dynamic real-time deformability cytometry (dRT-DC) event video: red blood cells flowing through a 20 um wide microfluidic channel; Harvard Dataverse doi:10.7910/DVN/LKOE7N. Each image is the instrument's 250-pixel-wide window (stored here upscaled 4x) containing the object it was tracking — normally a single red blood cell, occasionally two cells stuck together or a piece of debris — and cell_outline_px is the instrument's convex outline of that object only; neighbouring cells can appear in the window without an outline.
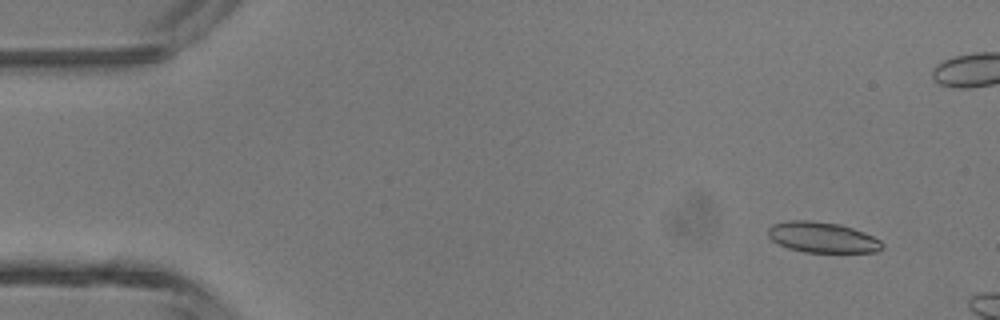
{"species": "common noctule bat (a hibernating species)", "species_latin": "Nyctalus noctula", "temperature_condition": "room temperature", "stored_images_in_passage": 3, "camera_frame_rate_fps": 3000, "um_per_image_px": 0.085, "animal": {"sex": "male", "body_mass_g": 13.3}, "frame": {"image": 1, "passage_image": 1, "time_ms": 0.0, "image_size_px": [1000, 320], "cell_outline_px": [[884, 248], [876, 252], [804, 252], [788, 248], [772, 240], [768, 236], [768, 228], [772, 224], [788, 220], [808, 220], [840, 224], [864, 232], [880, 240], [884, 244]], "centroid_in_image_um": [69.9, 20.17], "position_along_channel_um": 15.1, "area_um2": 20.4}}